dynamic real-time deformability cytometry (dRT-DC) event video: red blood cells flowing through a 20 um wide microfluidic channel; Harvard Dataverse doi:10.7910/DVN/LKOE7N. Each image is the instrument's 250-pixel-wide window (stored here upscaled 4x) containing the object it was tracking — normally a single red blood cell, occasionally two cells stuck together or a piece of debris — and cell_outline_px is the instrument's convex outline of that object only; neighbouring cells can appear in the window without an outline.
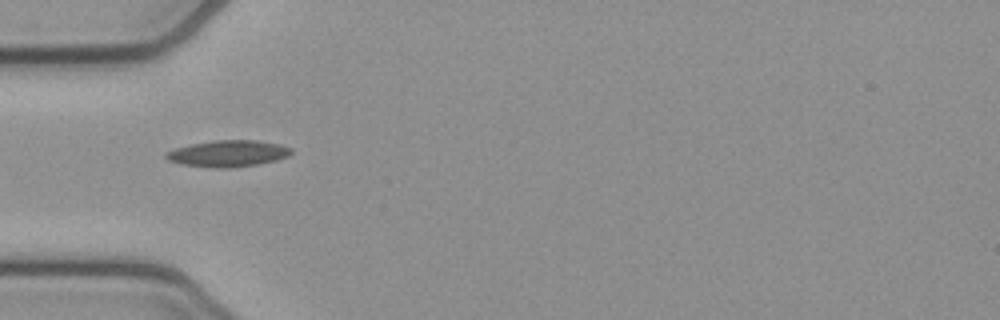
{"species": "common noctule bat (a hibernating species)", "species_latin": "Nyctalus noctula", "temperature_condition": "cold", "stored_images_in_passage": 38, "camera_frame_rate_fps": 3000, "um_per_image_px": 0.085, "animal": {"sex": "female", "body_mass_g": 21.9}, "frame": {"image": 1, "passage_image": 1, "time_ms": 0.0, "image_size_px": [1000, 320], "cell_outline_px": [[292, 152], [288, 156], [276, 160], [256, 164], [228, 168], [216, 168], [184, 164], [168, 160], [164, 156], [164, 152], [176, 148], [192, 144], [212, 140], [256, 140], [280, 144], [292, 148]], "centroid_in_image_um": [19.38, 13.04], "position_along_channel_um": 65.6, "area_um2": 19.19}}
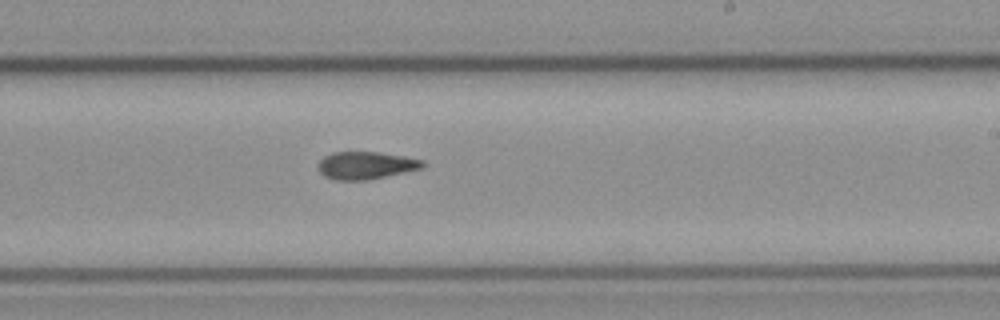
{"frame": {"image": 2, "passage_image": 16, "time_ms": 5.0, "image_size_px": [1000, 320], "cell_outline_px": [[424, 164], [420, 168], [384, 176], [364, 180], [336, 180], [324, 176], [316, 168], [316, 164], [324, 156], [332, 152], [380, 152], [404, 156], [424, 160]], "centroid_in_image_um": [31.02, 14.04], "position_along_channel_um": 258.0, "area_um2": 16.65}}
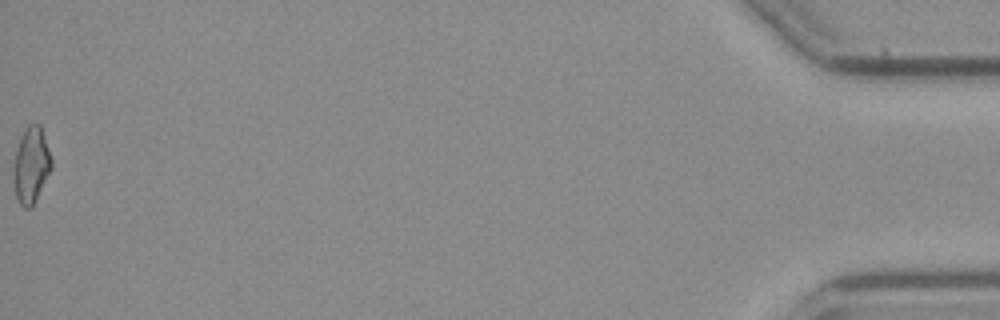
{"frame": {"image": 3, "passage_image": 38, "time_ms": 12.333, "image_size_px": [1000, 320], "cell_outline_px": [[52, 168], [32, 208], [24, 208], [20, 204], [16, 196], [12, 176], [12, 168], [16, 148], [20, 136], [28, 124], [40, 124], [52, 160]], "centroid_in_image_um": [2.62, 14.05], "position_along_channel_um": 432.6, "area_um2": 17.05}, "authors_computed_cell_mechanics": {"area_um2": 16.6753, "velocity_mm_per_s": 3.8302, "shape_relaxation_time_tau1_ms": null, "shape_relaxation_time_tau2_ms": 4.0338, "deformation_change_tau1": null, "deformation_change_tau2": 0.1194}}